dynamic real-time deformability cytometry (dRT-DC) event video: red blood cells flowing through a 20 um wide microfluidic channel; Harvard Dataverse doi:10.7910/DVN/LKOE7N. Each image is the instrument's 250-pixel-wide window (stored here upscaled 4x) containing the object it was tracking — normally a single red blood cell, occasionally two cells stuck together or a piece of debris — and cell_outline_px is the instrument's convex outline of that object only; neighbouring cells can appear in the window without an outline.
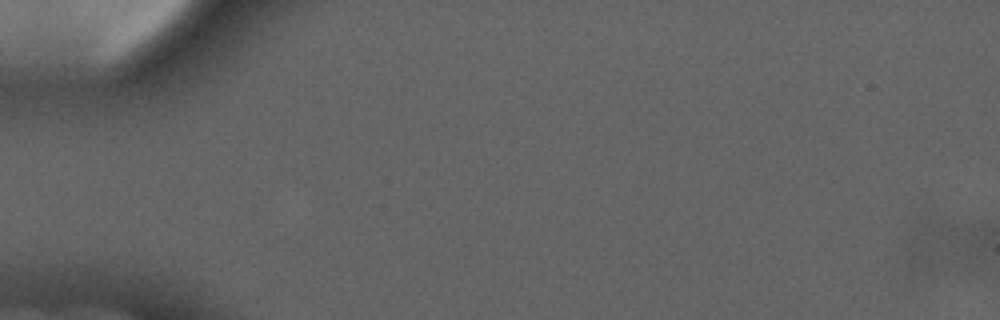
{"species": "common noctule bat (a hibernating species)", "species_latin": "Nyctalus noctula", "temperature_condition": "cold", "stored_images_in_passage": 7, "segment_of_instrument_passage": [1, 2], "camera_frame_rate_fps": 3000, "um_per_image_px": 0.085, "animal": {"sex": "male", "forearm_length_mm": 52.5}, "frame": {"image": 1, "passage_image": 1, "time_ms": 0.0, "image_size_px": [1000, 320], "cell_outline_px": [[952, 228], [932, 264], [912, 268], [904, 248], [916, 228], [924, 220], [944, 224]], "centroid_in_image_um": [78.73, 20.66], "position_along_channel_um": 6.3, "area_um2": 10.17}}